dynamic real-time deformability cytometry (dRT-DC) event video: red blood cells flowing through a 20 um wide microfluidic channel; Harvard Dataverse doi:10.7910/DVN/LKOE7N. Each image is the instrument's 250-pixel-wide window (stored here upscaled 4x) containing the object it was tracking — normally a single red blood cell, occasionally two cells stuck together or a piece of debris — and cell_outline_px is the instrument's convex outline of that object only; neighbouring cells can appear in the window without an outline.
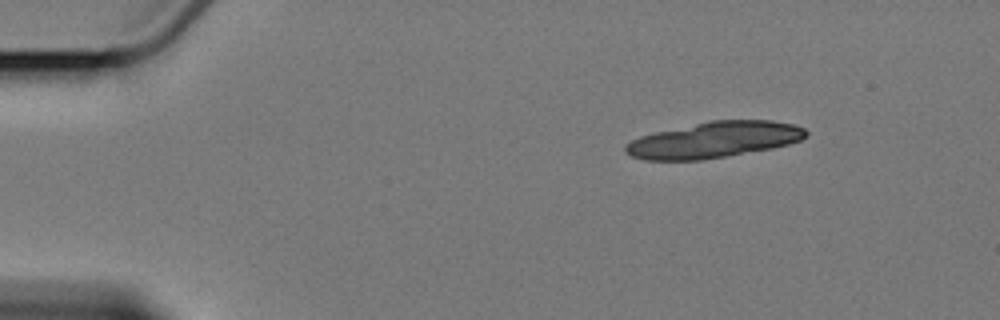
{"species": "Egyptian fruit bat (a non-hibernating species)", "species_latin": "Rousettus aegyptiacus", "temperature_condition": "cold", "stored_images_in_passage": 4, "camera_frame_rate_fps": 3000, "um_per_image_px": 0.085, "animal": {"sex": "female"}, "frame": {"image": 1, "passage_image": 1, "time_ms": 0.0, "image_size_px": [1000, 320], "cell_outline_px": [[808, 136], [800, 140], [788, 144], [772, 148], [700, 160], [644, 160], [632, 156], [624, 152], [624, 148], [632, 140], [640, 136], [656, 132], [712, 120], [772, 120], [792, 124], [804, 128], [808, 132]], "centroid_in_image_um": [60.71, 11.88], "position_along_channel_um": 24.3, "area_um2": 37.51}}
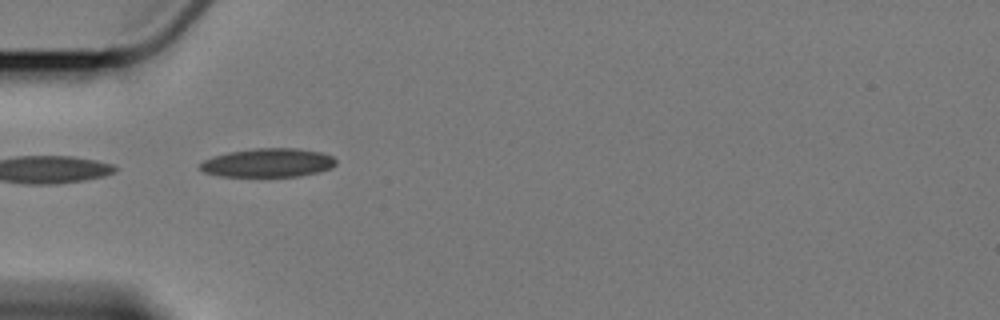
{"frame": {"image": 2, "passage_image": 4, "time_ms": 3.667, "image_size_px": [1000, 320], "cell_outline_px": [[336, 164], [332, 168], [316, 172], [296, 176], [220, 176], [204, 172], [200, 168], [200, 164], [204, 160], [212, 156], [228, 152], [256, 148], [296, 148], [320, 152], [332, 156], [336, 160]], "centroid_in_image_um": [22.77, 13.83], "position_along_channel_um": 62.2, "area_um2": 22.6}}